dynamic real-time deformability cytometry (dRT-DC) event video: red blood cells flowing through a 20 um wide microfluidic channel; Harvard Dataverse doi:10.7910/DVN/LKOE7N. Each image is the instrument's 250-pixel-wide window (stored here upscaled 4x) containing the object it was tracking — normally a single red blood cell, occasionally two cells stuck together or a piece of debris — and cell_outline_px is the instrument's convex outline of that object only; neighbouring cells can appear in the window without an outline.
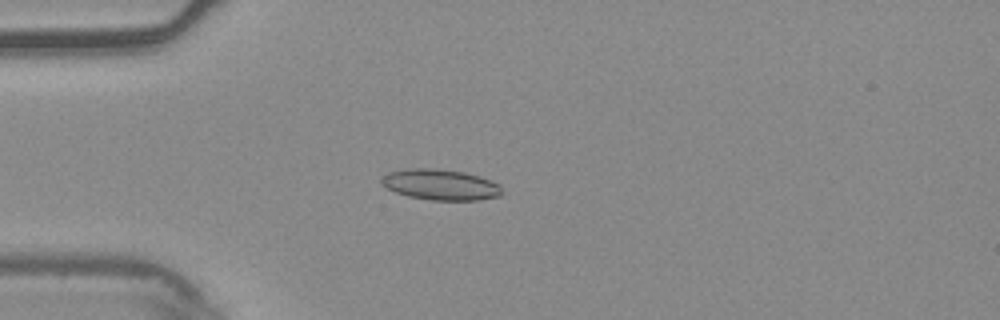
{"species": "common noctule bat (a hibernating species)", "species_latin": "Nyctalus noctula", "temperature_condition": "warm", "stored_images_in_passage": 3, "camera_frame_rate_fps": 3000, "um_per_image_px": 0.085, "animal": {"sex": "male", "body_mass_g": 20.4}, "frame": {"image": 1, "passage_image": 3, "time_ms": 0.667, "image_size_px": [1000, 320], "cell_outline_px": [[504, 192], [500, 196], [480, 200], [432, 200], [408, 196], [396, 192], [388, 188], [380, 180], [388, 172], [408, 168], [432, 168], [464, 172], [480, 176], [500, 184]], "centroid_in_image_um": [37.5, 15.69], "position_along_channel_um": 47.5, "area_um2": 21.62}}